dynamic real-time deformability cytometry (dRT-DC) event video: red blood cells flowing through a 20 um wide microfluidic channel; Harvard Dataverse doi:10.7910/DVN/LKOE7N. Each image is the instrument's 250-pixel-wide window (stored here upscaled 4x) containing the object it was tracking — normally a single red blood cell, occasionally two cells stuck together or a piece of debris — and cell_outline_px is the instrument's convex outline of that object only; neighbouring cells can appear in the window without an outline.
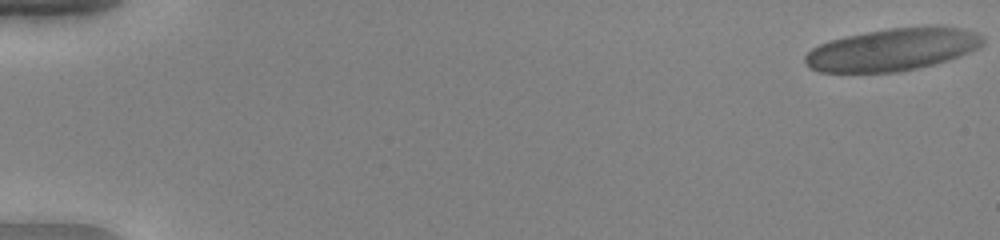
{"species": "human", "species_latin": "Homo sapiens", "temperature_condition": "warm", "stored_images_in_passage": 53, "camera_frame_rate_fps": 3000, "um_per_image_px": 0.085, "donor": {"sex": "female"}, "frame": {"image": 1, "passage_image": 1, "time_ms": 0.0, "image_size_px": [1000, 240], "cell_outline_px": [[984, 40], [976, 48], [956, 56], [932, 64], [916, 68], [896, 72], [820, 72], [812, 68], [804, 60], [804, 56], [812, 48], [820, 44], [832, 40], [848, 36], [868, 32], [892, 28], [956, 28], [980, 36]], "centroid_in_image_um": [75.73, 4.24], "position_along_channel_um": 9.3, "area_um2": 42.08}}
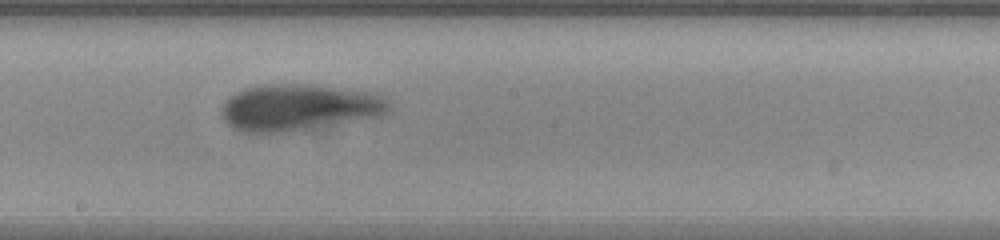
{"frame": {"image": 2, "passage_image": 31, "time_ms": 10.0, "image_size_px": [1000, 240], "cell_outline_px": [[388, 108], [380, 116], [280, 132], [240, 132], [232, 128], [224, 120], [220, 112], [220, 108], [236, 92], [244, 88], [268, 84], [304, 84], [376, 92], [388, 104]], "centroid_in_image_um": [25.32, 9.11], "position_along_channel_um": 222.9, "area_um2": 44.45}}
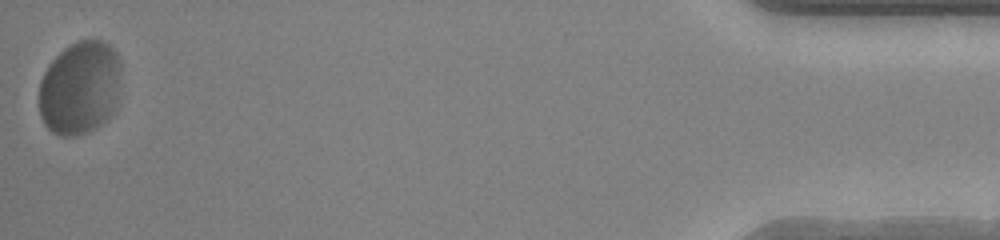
{"frame": {"image": 3, "passage_image": 53, "time_ms": 17.333, "image_size_px": [1000, 240], "cell_outline_px": [[120, 68], [116, 108], [108, 120], [88, 132], [72, 136], [60, 136], [52, 132], [44, 124], [40, 116], [40, 80], [44, 72], [52, 60], [64, 48], [80, 40], [100, 40], [108, 44], [116, 52], [120, 60]], "centroid_in_image_um": [6.79, 7.49], "position_along_channel_um": 428.4, "area_um2": 44.85}, "authors_computed_cell_mechanics": {"area_um2": 42.8298, "velocity_mm_per_s": 3.9332, "shape_relaxation_time_tau1_ms": 7.3766, "shape_relaxation_time_tau2_ms": null, "deformation_change_tau1": 0.2645, "deformation_change_tau2": null}}